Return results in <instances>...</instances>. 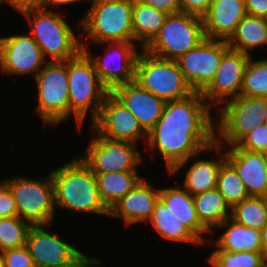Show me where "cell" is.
Instances as JSON below:
<instances>
[{
	"label": "cell",
	"mask_w": 267,
	"mask_h": 267,
	"mask_svg": "<svg viewBox=\"0 0 267 267\" xmlns=\"http://www.w3.org/2000/svg\"><path fill=\"white\" fill-rule=\"evenodd\" d=\"M101 260L98 258H89L83 253H79L74 259H72L69 263L57 266V267H92V266H101Z\"/></svg>",
	"instance_id": "41"
},
{
	"label": "cell",
	"mask_w": 267,
	"mask_h": 267,
	"mask_svg": "<svg viewBox=\"0 0 267 267\" xmlns=\"http://www.w3.org/2000/svg\"><path fill=\"white\" fill-rule=\"evenodd\" d=\"M159 191L160 189H155L146 179L142 178L110 209L109 216L124 220L126 226L149 221L155 204L159 200Z\"/></svg>",
	"instance_id": "20"
},
{
	"label": "cell",
	"mask_w": 267,
	"mask_h": 267,
	"mask_svg": "<svg viewBox=\"0 0 267 267\" xmlns=\"http://www.w3.org/2000/svg\"><path fill=\"white\" fill-rule=\"evenodd\" d=\"M159 199L174 213V215L202 242L203 233L210 231L199 221L195 209L193 195L180 185L175 188H162Z\"/></svg>",
	"instance_id": "22"
},
{
	"label": "cell",
	"mask_w": 267,
	"mask_h": 267,
	"mask_svg": "<svg viewBox=\"0 0 267 267\" xmlns=\"http://www.w3.org/2000/svg\"><path fill=\"white\" fill-rule=\"evenodd\" d=\"M3 182L16 202L18 216L32 225L50 226L55 213L54 188L51 173L42 181L13 177Z\"/></svg>",
	"instance_id": "9"
},
{
	"label": "cell",
	"mask_w": 267,
	"mask_h": 267,
	"mask_svg": "<svg viewBox=\"0 0 267 267\" xmlns=\"http://www.w3.org/2000/svg\"><path fill=\"white\" fill-rule=\"evenodd\" d=\"M92 5L78 25L93 43L133 42L134 0H91Z\"/></svg>",
	"instance_id": "4"
},
{
	"label": "cell",
	"mask_w": 267,
	"mask_h": 267,
	"mask_svg": "<svg viewBox=\"0 0 267 267\" xmlns=\"http://www.w3.org/2000/svg\"><path fill=\"white\" fill-rule=\"evenodd\" d=\"M111 93L131 111L147 134L160 119L165 102L135 81L119 85Z\"/></svg>",
	"instance_id": "18"
},
{
	"label": "cell",
	"mask_w": 267,
	"mask_h": 267,
	"mask_svg": "<svg viewBox=\"0 0 267 267\" xmlns=\"http://www.w3.org/2000/svg\"><path fill=\"white\" fill-rule=\"evenodd\" d=\"M108 46L104 58L99 55L96 58L91 55L89 57L102 84L111 92L119 85L134 81L135 63L139 53L133 42H108ZM115 60L122 63L113 66Z\"/></svg>",
	"instance_id": "16"
},
{
	"label": "cell",
	"mask_w": 267,
	"mask_h": 267,
	"mask_svg": "<svg viewBox=\"0 0 267 267\" xmlns=\"http://www.w3.org/2000/svg\"><path fill=\"white\" fill-rule=\"evenodd\" d=\"M33 225L19 216L0 218V252L26 246Z\"/></svg>",
	"instance_id": "33"
},
{
	"label": "cell",
	"mask_w": 267,
	"mask_h": 267,
	"mask_svg": "<svg viewBox=\"0 0 267 267\" xmlns=\"http://www.w3.org/2000/svg\"><path fill=\"white\" fill-rule=\"evenodd\" d=\"M263 123H264V125H265V126H266V128H267V114H266V117H265V119H264Z\"/></svg>",
	"instance_id": "48"
},
{
	"label": "cell",
	"mask_w": 267,
	"mask_h": 267,
	"mask_svg": "<svg viewBox=\"0 0 267 267\" xmlns=\"http://www.w3.org/2000/svg\"><path fill=\"white\" fill-rule=\"evenodd\" d=\"M39 104L37 113L47 124H59L70 116L68 60L47 61L35 77Z\"/></svg>",
	"instance_id": "8"
},
{
	"label": "cell",
	"mask_w": 267,
	"mask_h": 267,
	"mask_svg": "<svg viewBox=\"0 0 267 267\" xmlns=\"http://www.w3.org/2000/svg\"><path fill=\"white\" fill-rule=\"evenodd\" d=\"M139 2L151 6L157 10L169 14L181 12L179 0H138Z\"/></svg>",
	"instance_id": "39"
},
{
	"label": "cell",
	"mask_w": 267,
	"mask_h": 267,
	"mask_svg": "<svg viewBox=\"0 0 267 267\" xmlns=\"http://www.w3.org/2000/svg\"><path fill=\"white\" fill-rule=\"evenodd\" d=\"M217 189L230 208L250 197L236 169L226 159L220 166Z\"/></svg>",
	"instance_id": "31"
},
{
	"label": "cell",
	"mask_w": 267,
	"mask_h": 267,
	"mask_svg": "<svg viewBox=\"0 0 267 267\" xmlns=\"http://www.w3.org/2000/svg\"><path fill=\"white\" fill-rule=\"evenodd\" d=\"M240 95L267 98V60L254 61L250 56L246 64Z\"/></svg>",
	"instance_id": "32"
},
{
	"label": "cell",
	"mask_w": 267,
	"mask_h": 267,
	"mask_svg": "<svg viewBox=\"0 0 267 267\" xmlns=\"http://www.w3.org/2000/svg\"><path fill=\"white\" fill-rule=\"evenodd\" d=\"M45 61L42 50L30 34L0 37V70L25 75L41 71Z\"/></svg>",
	"instance_id": "15"
},
{
	"label": "cell",
	"mask_w": 267,
	"mask_h": 267,
	"mask_svg": "<svg viewBox=\"0 0 267 267\" xmlns=\"http://www.w3.org/2000/svg\"><path fill=\"white\" fill-rule=\"evenodd\" d=\"M247 15L267 19V0H245Z\"/></svg>",
	"instance_id": "40"
},
{
	"label": "cell",
	"mask_w": 267,
	"mask_h": 267,
	"mask_svg": "<svg viewBox=\"0 0 267 267\" xmlns=\"http://www.w3.org/2000/svg\"><path fill=\"white\" fill-rule=\"evenodd\" d=\"M212 0H179L181 12L202 17L210 7Z\"/></svg>",
	"instance_id": "38"
},
{
	"label": "cell",
	"mask_w": 267,
	"mask_h": 267,
	"mask_svg": "<svg viewBox=\"0 0 267 267\" xmlns=\"http://www.w3.org/2000/svg\"><path fill=\"white\" fill-rule=\"evenodd\" d=\"M41 0H4V2L14 7L19 12H24L27 10L39 8Z\"/></svg>",
	"instance_id": "42"
},
{
	"label": "cell",
	"mask_w": 267,
	"mask_h": 267,
	"mask_svg": "<svg viewBox=\"0 0 267 267\" xmlns=\"http://www.w3.org/2000/svg\"><path fill=\"white\" fill-rule=\"evenodd\" d=\"M229 49L227 41L205 38L176 61L194 92H202L213 80Z\"/></svg>",
	"instance_id": "12"
},
{
	"label": "cell",
	"mask_w": 267,
	"mask_h": 267,
	"mask_svg": "<svg viewBox=\"0 0 267 267\" xmlns=\"http://www.w3.org/2000/svg\"><path fill=\"white\" fill-rule=\"evenodd\" d=\"M205 39L202 17L179 12L169 14L144 50L161 59L177 60Z\"/></svg>",
	"instance_id": "7"
},
{
	"label": "cell",
	"mask_w": 267,
	"mask_h": 267,
	"mask_svg": "<svg viewBox=\"0 0 267 267\" xmlns=\"http://www.w3.org/2000/svg\"><path fill=\"white\" fill-rule=\"evenodd\" d=\"M226 231L215 241L216 250L231 252H263L260 230L236 223L231 218L224 220L218 227Z\"/></svg>",
	"instance_id": "23"
},
{
	"label": "cell",
	"mask_w": 267,
	"mask_h": 267,
	"mask_svg": "<svg viewBox=\"0 0 267 267\" xmlns=\"http://www.w3.org/2000/svg\"><path fill=\"white\" fill-rule=\"evenodd\" d=\"M97 135L90 141L84 156H79L94 174L136 171L142 159L135 144Z\"/></svg>",
	"instance_id": "11"
},
{
	"label": "cell",
	"mask_w": 267,
	"mask_h": 267,
	"mask_svg": "<svg viewBox=\"0 0 267 267\" xmlns=\"http://www.w3.org/2000/svg\"><path fill=\"white\" fill-rule=\"evenodd\" d=\"M100 197L110 210L142 179L137 171L95 174Z\"/></svg>",
	"instance_id": "27"
},
{
	"label": "cell",
	"mask_w": 267,
	"mask_h": 267,
	"mask_svg": "<svg viewBox=\"0 0 267 267\" xmlns=\"http://www.w3.org/2000/svg\"><path fill=\"white\" fill-rule=\"evenodd\" d=\"M92 129L107 139L135 145L142 137L146 140L148 137L137 118L111 92L106 95L99 116L92 122Z\"/></svg>",
	"instance_id": "13"
},
{
	"label": "cell",
	"mask_w": 267,
	"mask_h": 267,
	"mask_svg": "<svg viewBox=\"0 0 267 267\" xmlns=\"http://www.w3.org/2000/svg\"><path fill=\"white\" fill-rule=\"evenodd\" d=\"M219 116L215 142L224 139L231 146L236 145L245 135L262 124L267 114V98L239 95L226 101Z\"/></svg>",
	"instance_id": "10"
},
{
	"label": "cell",
	"mask_w": 267,
	"mask_h": 267,
	"mask_svg": "<svg viewBox=\"0 0 267 267\" xmlns=\"http://www.w3.org/2000/svg\"><path fill=\"white\" fill-rule=\"evenodd\" d=\"M246 15L245 0H212L202 16L205 38L228 41Z\"/></svg>",
	"instance_id": "19"
},
{
	"label": "cell",
	"mask_w": 267,
	"mask_h": 267,
	"mask_svg": "<svg viewBox=\"0 0 267 267\" xmlns=\"http://www.w3.org/2000/svg\"><path fill=\"white\" fill-rule=\"evenodd\" d=\"M215 267H266L267 256L263 252H231L215 250L208 258Z\"/></svg>",
	"instance_id": "34"
},
{
	"label": "cell",
	"mask_w": 267,
	"mask_h": 267,
	"mask_svg": "<svg viewBox=\"0 0 267 267\" xmlns=\"http://www.w3.org/2000/svg\"><path fill=\"white\" fill-rule=\"evenodd\" d=\"M249 57L240 51L230 48L223 54L213 80L201 92L205 101L211 107L216 103L226 102L228 97L233 99L240 95L244 71Z\"/></svg>",
	"instance_id": "14"
},
{
	"label": "cell",
	"mask_w": 267,
	"mask_h": 267,
	"mask_svg": "<svg viewBox=\"0 0 267 267\" xmlns=\"http://www.w3.org/2000/svg\"><path fill=\"white\" fill-rule=\"evenodd\" d=\"M227 44L230 49L251 56L249 50L267 46V19L246 15L237 25Z\"/></svg>",
	"instance_id": "24"
},
{
	"label": "cell",
	"mask_w": 267,
	"mask_h": 267,
	"mask_svg": "<svg viewBox=\"0 0 267 267\" xmlns=\"http://www.w3.org/2000/svg\"><path fill=\"white\" fill-rule=\"evenodd\" d=\"M29 21L30 35L39 45L43 56L50 61H66L76 57L83 49L67 21L53 10L35 8L22 12ZM33 16V20L31 18Z\"/></svg>",
	"instance_id": "5"
},
{
	"label": "cell",
	"mask_w": 267,
	"mask_h": 267,
	"mask_svg": "<svg viewBox=\"0 0 267 267\" xmlns=\"http://www.w3.org/2000/svg\"><path fill=\"white\" fill-rule=\"evenodd\" d=\"M168 14L134 0L132 28L134 41L142 43L144 49L158 34Z\"/></svg>",
	"instance_id": "25"
},
{
	"label": "cell",
	"mask_w": 267,
	"mask_h": 267,
	"mask_svg": "<svg viewBox=\"0 0 267 267\" xmlns=\"http://www.w3.org/2000/svg\"><path fill=\"white\" fill-rule=\"evenodd\" d=\"M219 160H197L185 174L183 188L195 196L217 188L218 173L226 154Z\"/></svg>",
	"instance_id": "29"
},
{
	"label": "cell",
	"mask_w": 267,
	"mask_h": 267,
	"mask_svg": "<svg viewBox=\"0 0 267 267\" xmlns=\"http://www.w3.org/2000/svg\"><path fill=\"white\" fill-rule=\"evenodd\" d=\"M0 267H4V266H3V260H2L1 253H0Z\"/></svg>",
	"instance_id": "47"
},
{
	"label": "cell",
	"mask_w": 267,
	"mask_h": 267,
	"mask_svg": "<svg viewBox=\"0 0 267 267\" xmlns=\"http://www.w3.org/2000/svg\"><path fill=\"white\" fill-rule=\"evenodd\" d=\"M138 54L134 81L164 102L180 100L194 91L182 74L176 60H166L147 53Z\"/></svg>",
	"instance_id": "6"
},
{
	"label": "cell",
	"mask_w": 267,
	"mask_h": 267,
	"mask_svg": "<svg viewBox=\"0 0 267 267\" xmlns=\"http://www.w3.org/2000/svg\"><path fill=\"white\" fill-rule=\"evenodd\" d=\"M80 1H82V0H41L39 7L46 10V6L47 5L48 6L51 5L52 8H53L54 6L63 5V4L67 5V4H71V3H74V2L77 3V2H80Z\"/></svg>",
	"instance_id": "43"
},
{
	"label": "cell",
	"mask_w": 267,
	"mask_h": 267,
	"mask_svg": "<svg viewBox=\"0 0 267 267\" xmlns=\"http://www.w3.org/2000/svg\"><path fill=\"white\" fill-rule=\"evenodd\" d=\"M199 221L210 231L219 226L224 220L231 218V208L224 197L215 188L193 196Z\"/></svg>",
	"instance_id": "28"
},
{
	"label": "cell",
	"mask_w": 267,
	"mask_h": 267,
	"mask_svg": "<svg viewBox=\"0 0 267 267\" xmlns=\"http://www.w3.org/2000/svg\"><path fill=\"white\" fill-rule=\"evenodd\" d=\"M150 222L161 237L180 242H202L174 215L160 199L156 202Z\"/></svg>",
	"instance_id": "26"
},
{
	"label": "cell",
	"mask_w": 267,
	"mask_h": 267,
	"mask_svg": "<svg viewBox=\"0 0 267 267\" xmlns=\"http://www.w3.org/2000/svg\"><path fill=\"white\" fill-rule=\"evenodd\" d=\"M46 225H33L28 233L26 247L35 267H57L69 263L80 251L56 234L45 230Z\"/></svg>",
	"instance_id": "17"
},
{
	"label": "cell",
	"mask_w": 267,
	"mask_h": 267,
	"mask_svg": "<svg viewBox=\"0 0 267 267\" xmlns=\"http://www.w3.org/2000/svg\"><path fill=\"white\" fill-rule=\"evenodd\" d=\"M266 204V207H267V189L266 191L264 192V194L261 196Z\"/></svg>",
	"instance_id": "45"
},
{
	"label": "cell",
	"mask_w": 267,
	"mask_h": 267,
	"mask_svg": "<svg viewBox=\"0 0 267 267\" xmlns=\"http://www.w3.org/2000/svg\"><path fill=\"white\" fill-rule=\"evenodd\" d=\"M240 149L252 152L267 150V128L264 123L245 135L237 144Z\"/></svg>",
	"instance_id": "35"
},
{
	"label": "cell",
	"mask_w": 267,
	"mask_h": 267,
	"mask_svg": "<svg viewBox=\"0 0 267 267\" xmlns=\"http://www.w3.org/2000/svg\"><path fill=\"white\" fill-rule=\"evenodd\" d=\"M18 216L16 202L8 186L0 181V218Z\"/></svg>",
	"instance_id": "37"
},
{
	"label": "cell",
	"mask_w": 267,
	"mask_h": 267,
	"mask_svg": "<svg viewBox=\"0 0 267 267\" xmlns=\"http://www.w3.org/2000/svg\"><path fill=\"white\" fill-rule=\"evenodd\" d=\"M263 253L267 256V223L260 230Z\"/></svg>",
	"instance_id": "44"
},
{
	"label": "cell",
	"mask_w": 267,
	"mask_h": 267,
	"mask_svg": "<svg viewBox=\"0 0 267 267\" xmlns=\"http://www.w3.org/2000/svg\"><path fill=\"white\" fill-rule=\"evenodd\" d=\"M82 51L68 60V83L70 114H74L78 128L84 122L86 113L91 110L92 122L99 116L101 105L110 92L101 82L88 45L81 43Z\"/></svg>",
	"instance_id": "3"
},
{
	"label": "cell",
	"mask_w": 267,
	"mask_h": 267,
	"mask_svg": "<svg viewBox=\"0 0 267 267\" xmlns=\"http://www.w3.org/2000/svg\"><path fill=\"white\" fill-rule=\"evenodd\" d=\"M236 223L261 230L267 223V207L262 197L250 196L231 208Z\"/></svg>",
	"instance_id": "30"
},
{
	"label": "cell",
	"mask_w": 267,
	"mask_h": 267,
	"mask_svg": "<svg viewBox=\"0 0 267 267\" xmlns=\"http://www.w3.org/2000/svg\"><path fill=\"white\" fill-rule=\"evenodd\" d=\"M225 154V159L236 169L249 195L261 197L267 189V165L262 153L234 145Z\"/></svg>",
	"instance_id": "21"
},
{
	"label": "cell",
	"mask_w": 267,
	"mask_h": 267,
	"mask_svg": "<svg viewBox=\"0 0 267 267\" xmlns=\"http://www.w3.org/2000/svg\"><path fill=\"white\" fill-rule=\"evenodd\" d=\"M204 100L201 92H194L165 102L160 119L148 133L149 149L160 152L170 175L200 152H219L223 147L215 142L216 125L210 115L211 106Z\"/></svg>",
	"instance_id": "1"
},
{
	"label": "cell",
	"mask_w": 267,
	"mask_h": 267,
	"mask_svg": "<svg viewBox=\"0 0 267 267\" xmlns=\"http://www.w3.org/2000/svg\"><path fill=\"white\" fill-rule=\"evenodd\" d=\"M262 155L264 157L265 163L267 165V150H265L264 152H262Z\"/></svg>",
	"instance_id": "46"
},
{
	"label": "cell",
	"mask_w": 267,
	"mask_h": 267,
	"mask_svg": "<svg viewBox=\"0 0 267 267\" xmlns=\"http://www.w3.org/2000/svg\"><path fill=\"white\" fill-rule=\"evenodd\" d=\"M50 173L55 206L83 213L110 215V210L100 197L95 174L81 158L76 157Z\"/></svg>",
	"instance_id": "2"
},
{
	"label": "cell",
	"mask_w": 267,
	"mask_h": 267,
	"mask_svg": "<svg viewBox=\"0 0 267 267\" xmlns=\"http://www.w3.org/2000/svg\"><path fill=\"white\" fill-rule=\"evenodd\" d=\"M4 267H35L33 258L26 246L6 249L0 252Z\"/></svg>",
	"instance_id": "36"
}]
</instances>
